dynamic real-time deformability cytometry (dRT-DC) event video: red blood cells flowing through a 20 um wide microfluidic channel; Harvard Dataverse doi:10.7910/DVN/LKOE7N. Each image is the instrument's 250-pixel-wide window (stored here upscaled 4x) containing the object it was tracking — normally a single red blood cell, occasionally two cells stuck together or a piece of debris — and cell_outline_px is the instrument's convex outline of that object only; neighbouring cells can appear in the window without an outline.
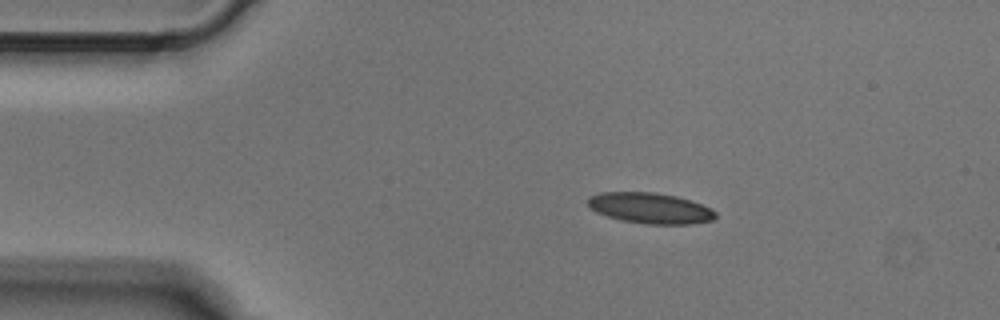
{"species": "Egyptian fruit bat (a non-hibernating species)", "species_latin": "Rousettus aegyptiacus", "temperature_condition": "cold", "stored_images_in_passage": 4, "camera_frame_rate_fps": 3000, "um_per_image_px": 0.085, "animal": {"sex": "male"}, "frame": {"image": 1, "passage_image": 1, "time_ms": 0.0, "image_size_px": [1000, 320], "cell_outline_px": [[716, 216], [712, 220], [692, 224], [648, 224], [620, 220], [596, 212], [588, 204], [588, 196], [600, 192], [656, 192], [676, 196], [692, 200], [712, 208], [716, 212]], "centroid_in_image_um": [55.29, 17.68], "position_along_channel_um": 29.7, "area_um2": 23.0}}
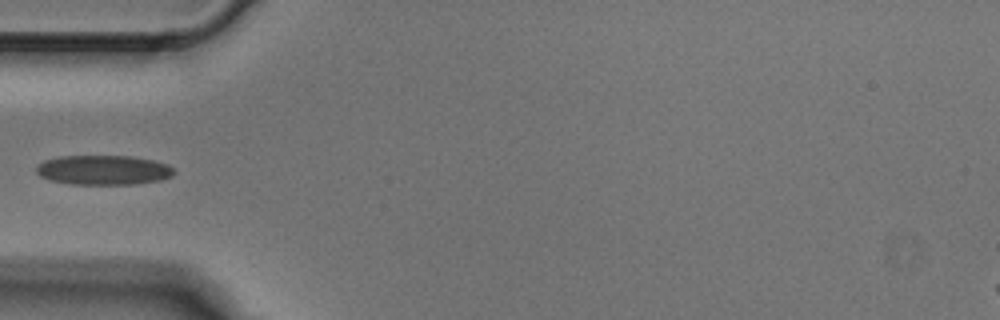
{"frame": {"image": 2, "passage_image": 3, "time_ms": 0.667, "image_size_px": [1000, 320], "cell_outline_px": [[176, 172], [172, 176], [160, 180], [136, 184], [72, 184], [48, 180], [40, 176], [36, 172], [36, 168], [44, 160], [60, 156], [132, 156], [152, 160], [168, 164]], "centroid_in_image_um": [8.8, 14.45], "position_along_channel_um": 76.2, "area_um2": 23.81}}
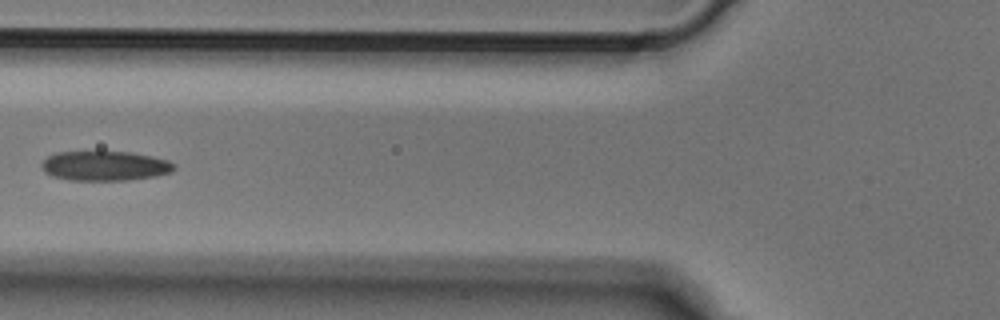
{"frame": {"image": 3, "passage_image": 4, "time_ms": 1.0, "image_size_px": [1000, 320], "cell_outline_px": [[176, 168], [172, 172], [156, 176], [128, 180], [68, 180], [52, 176], [44, 172], [40, 164], [48, 156], [56, 152], [132, 152], [152, 156], [168, 160], [176, 164]], "centroid_in_image_um": [8.93, 14.1], "position_along_channel_um": 116.9, "area_um2": 23.06}}